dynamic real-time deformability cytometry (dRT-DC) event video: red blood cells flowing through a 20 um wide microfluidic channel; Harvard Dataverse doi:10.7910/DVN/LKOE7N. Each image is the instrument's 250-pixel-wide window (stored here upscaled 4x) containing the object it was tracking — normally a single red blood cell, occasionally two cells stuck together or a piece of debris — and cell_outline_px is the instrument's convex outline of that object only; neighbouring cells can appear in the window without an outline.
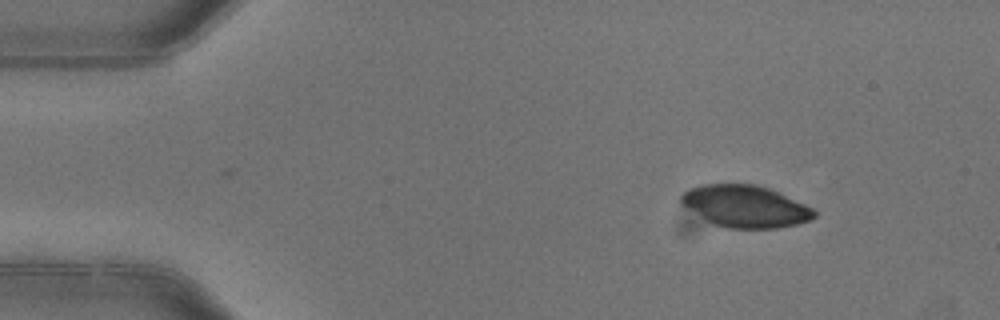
{"species": "common noctule bat (a hibernating species)", "species_latin": "Nyctalus noctula", "temperature_condition": "warm", "stored_images_in_passage": 3, "camera_frame_rate_fps": 3000, "um_per_image_px": 0.085, "animal": {"sex": "female"}, "frame": {"image": 1, "passage_image": 1, "time_ms": 0.0, "image_size_px": [1000, 320], "cell_outline_px": [[816, 216], [812, 220], [796, 224], [776, 228], [728, 228], [712, 224], [680, 204], [680, 196], [688, 188], [700, 184], [756, 184], [768, 188], [804, 204], [812, 208], [816, 212]], "centroid_in_image_um": [63.31, 17.54], "position_along_channel_um": 21.7, "area_um2": 32.54}}